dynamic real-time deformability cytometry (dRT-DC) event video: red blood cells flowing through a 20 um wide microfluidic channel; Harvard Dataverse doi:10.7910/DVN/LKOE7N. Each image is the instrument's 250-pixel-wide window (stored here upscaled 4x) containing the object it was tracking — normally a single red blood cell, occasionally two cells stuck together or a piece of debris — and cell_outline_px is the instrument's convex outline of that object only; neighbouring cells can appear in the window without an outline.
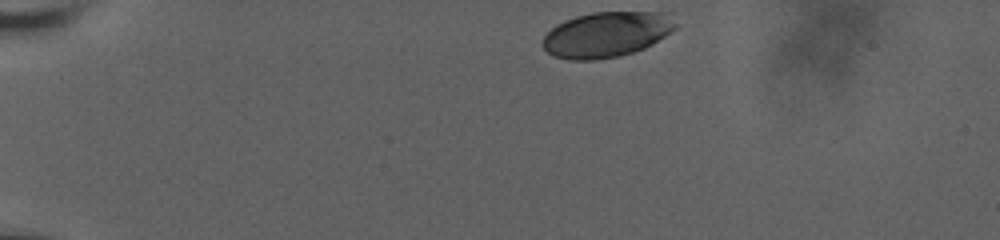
{"species": "human", "species_latin": "Homo sapiens", "temperature_condition": "room temperature", "stored_images_in_passage": 14, "camera_frame_rate_fps": 3000, "um_per_image_px": 0.085, "donor": {"sex": "male"}, "frame": {"image": 1, "passage_image": 1, "time_ms": 0.0, "image_size_px": [1000, 240], "cell_outline_px": [[676, 28], [672, 32], [652, 44], [644, 48], [620, 56], [596, 60], [568, 60], [556, 56], [548, 52], [544, 48], [544, 36], [556, 24], [564, 20], [576, 16], [592, 12], [664, 12], [676, 24]], "centroid_in_image_um": [51.55, 2.93], "position_along_channel_um": 33.4, "area_um2": 34.97}}
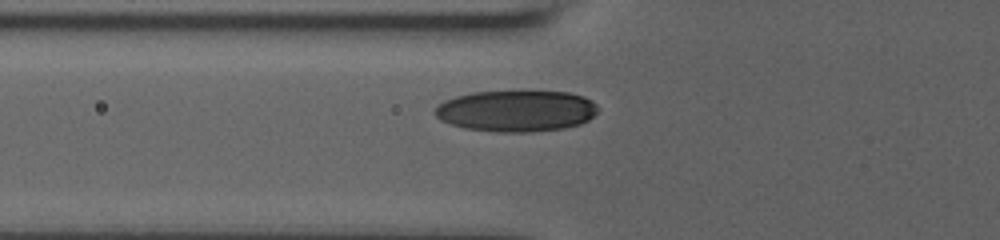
{"frame": {"image": 2, "passage_image": 10, "time_ms": 3.667, "image_size_px": [1000, 240], "cell_outline_px": [[596, 112], [588, 120], [580, 124], [564, 128], [532, 132], [496, 132], [464, 128], [440, 120], [432, 112], [444, 100], [456, 96], [472, 92], [520, 88], [568, 92], [584, 96], [592, 100], [596, 104]], "centroid_in_image_um": [43.88, 9.38], "position_along_channel_um": 81.9, "area_um2": 40.52}}
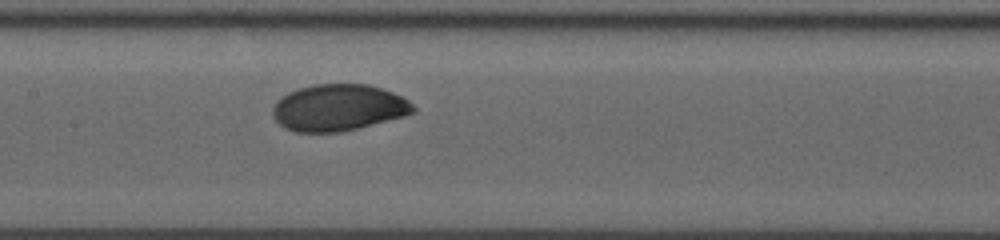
{"frame": {"image": 3, "passage_image": 14, "time_ms": 6.333, "image_size_px": [1000, 240], "cell_outline_px": [[416, 112], [404, 116], [340, 132], [296, 132], [284, 128], [272, 116], [272, 108], [276, 100], [280, 96], [288, 92], [312, 84], [368, 84], [392, 92], [408, 100], [416, 108]], "centroid_in_image_um": [28.73, 9.14], "position_along_channel_um": 178.7, "area_um2": 38.15}}